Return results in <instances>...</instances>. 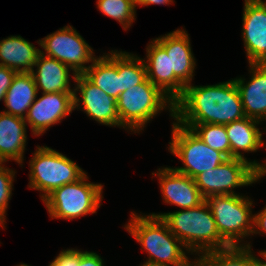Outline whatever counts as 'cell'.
<instances>
[{
	"label": "cell",
	"mask_w": 266,
	"mask_h": 266,
	"mask_svg": "<svg viewBox=\"0 0 266 266\" xmlns=\"http://www.w3.org/2000/svg\"><path fill=\"white\" fill-rule=\"evenodd\" d=\"M246 117L235 80L185 87L174 103V120L179 124H228Z\"/></svg>",
	"instance_id": "1"
},
{
	"label": "cell",
	"mask_w": 266,
	"mask_h": 266,
	"mask_svg": "<svg viewBox=\"0 0 266 266\" xmlns=\"http://www.w3.org/2000/svg\"><path fill=\"white\" fill-rule=\"evenodd\" d=\"M130 216L124 229L141 244L142 250L147 251L148 258L144 262L165 266H193V259L187 256L190 252L172 234L161 217L134 212Z\"/></svg>",
	"instance_id": "2"
},
{
	"label": "cell",
	"mask_w": 266,
	"mask_h": 266,
	"mask_svg": "<svg viewBox=\"0 0 266 266\" xmlns=\"http://www.w3.org/2000/svg\"><path fill=\"white\" fill-rule=\"evenodd\" d=\"M161 217L169 230L192 255L224 249L230 245L219 235L212 211L206 200L194 208L169 213H151Z\"/></svg>",
	"instance_id": "3"
},
{
	"label": "cell",
	"mask_w": 266,
	"mask_h": 266,
	"mask_svg": "<svg viewBox=\"0 0 266 266\" xmlns=\"http://www.w3.org/2000/svg\"><path fill=\"white\" fill-rule=\"evenodd\" d=\"M169 109L174 118V102L148 79L125 90L117 99L120 127L139 133L160 111Z\"/></svg>",
	"instance_id": "4"
},
{
	"label": "cell",
	"mask_w": 266,
	"mask_h": 266,
	"mask_svg": "<svg viewBox=\"0 0 266 266\" xmlns=\"http://www.w3.org/2000/svg\"><path fill=\"white\" fill-rule=\"evenodd\" d=\"M29 166L28 188L42 192V201L58 187L76 182L86 174L76 162L47 146L36 147Z\"/></svg>",
	"instance_id": "5"
},
{
	"label": "cell",
	"mask_w": 266,
	"mask_h": 266,
	"mask_svg": "<svg viewBox=\"0 0 266 266\" xmlns=\"http://www.w3.org/2000/svg\"><path fill=\"white\" fill-rule=\"evenodd\" d=\"M205 200L212 211L219 235L230 246H246L243 239L253 235L254 231L252 199L236 194L212 195Z\"/></svg>",
	"instance_id": "6"
},
{
	"label": "cell",
	"mask_w": 266,
	"mask_h": 266,
	"mask_svg": "<svg viewBox=\"0 0 266 266\" xmlns=\"http://www.w3.org/2000/svg\"><path fill=\"white\" fill-rule=\"evenodd\" d=\"M103 185L88 182L87 173L78 181L55 189L44 200L50 218L72 220L94 214L102 205Z\"/></svg>",
	"instance_id": "7"
},
{
	"label": "cell",
	"mask_w": 266,
	"mask_h": 266,
	"mask_svg": "<svg viewBox=\"0 0 266 266\" xmlns=\"http://www.w3.org/2000/svg\"><path fill=\"white\" fill-rule=\"evenodd\" d=\"M172 139L168 151L178 157L184 166L173 167L178 173L194 179L202 172L214 169L228 158L218 150L206 145L189 128L172 123Z\"/></svg>",
	"instance_id": "8"
},
{
	"label": "cell",
	"mask_w": 266,
	"mask_h": 266,
	"mask_svg": "<svg viewBox=\"0 0 266 266\" xmlns=\"http://www.w3.org/2000/svg\"><path fill=\"white\" fill-rule=\"evenodd\" d=\"M45 56L57 59L72 70L73 81L76 75L84 74L97 57L91 46L71 25L48 34L37 41ZM87 63V64H86Z\"/></svg>",
	"instance_id": "9"
},
{
	"label": "cell",
	"mask_w": 266,
	"mask_h": 266,
	"mask_svg": "<svg viewBox=\"0 0 266 266\" xmlns=\"http://www.w3.org/2000/svg\"><path fill=\"white\" fill-rule=\"evenodd\" d=\"M261 178L263 176L248 161L228 158L214 169L197 175L194 181L206 199L212 195H236L235 188L251 185Z\"/></svg>",
	"instance_id": "10"
},
{
	"label": "cell",
	"mask_w": 266,
	"mask_h": 266,
	"mask_svg": "<svg viewBox=\"0 0 266 266\" xmlns=\"http://www.w3.org/2000/svg\"><path fill=\"white\" fill-rule=\"evenodd\" d=\"M166 52L170 63V99L175 103L194 77L196 61L189 34L177 29L154 39Z\"/></svg>",
	"instance_id": "11"
},
{
	"label": "cell",
	"mask_w": 266,
	"mask_h": 266,
	"mask_svg": "<svg viewBox=\"0 0 266 266\" xmlns=\"http://www.w3.org/2000/svg\"><path fill=\"white\" fill-rule=\"evenodd\" d=\"M74 83V110L84 111L88 117L101 125L120 127L117 100L94 85L84 74L76 75Z\"/></svg>",
	"instance_id": "12"
},
{
	"label": "cell",
	"mask_w": 266,
	"mask_h": 266,
	"mask_svg": "<svg viewBox=\"0 0 266 266\" xmlns=\"http://www.w3.org/2000/svg\"><path fill=\"white\" fill-rule=\"evenodd\" d=\"M74 93H42L28 109L24 118L30 125L32 134L42 136L52 125L62 120L74 111Z\"/></svg>",
	"instance_id": "13"
},
{
	"label": "cell",
	"mask_w": 266,
	"mask_h": 266,
	"mask_svg": "<svg viewBox=\"0 0 266 266\" xmlns=\"http://www.w3.org/2000/svg\"><path fill=\"white\" fill-rule=\"evenodd\" d=\"M242 37L249 64L266 63V1L244 0Z\"/></svg>",
	"instance_id": "14"
},
{
	"label": "cell",
	"mask_w": 266,
	"mask_h": 266,
	"mask_svg": "<svg viewBox=\"0 0 266 266\" xmlns=\"http://www.w3.org/2000/svg\"><path fill=\"white\" fill-rule=\"evenodd\" d=\"M157 170V173L152 172V175L159 178L164 203L189 209L197 207L205 201L194 179L178 173L172 167H163Z\"/></svg>",
	"instance_id": "15"
},
{
	"label": "cell",
	"mask_w": 266,
	"mask_h": 266,
	"mask_svg": "<svg viewBox=\"0 0 266 266\" xmlns=\"http://www.w3.org/2000/svg\"><path fill=\"white\" fill-rule=\"evenodd\" d=\"M259 120L244 117L243 119L225 124L228 140L231 146V158L248 161L263 177L266 174V159L259 163L257 160L250 161L244 157L245 152H257L259 148L266 147L263 141V133L258 125ZM242 151V152H241Z\"/></svg>",
	"instance_id": "16"
},
{
	"label": "cell",
	"mask_w": 266,
	"mask_h": 266,
	"mask_svg": "<svg viewBox=\"0 0 266 266\" xmlns=\"http://www.w3.org/2000/svg\"><path fill=\"white\" fill-rule=\"evenodd\" d=\"M248 65L249 81L241 76L234 78L244 113L246 117L266 121V63Z\"/></svg>",
	"instance_id": "17"
},
{
	"label": "cell",
	"mask_w": 266,
	"mask_h": 266,
	"mask_svg": "<svg viewBox=\"0 0 266 266\" xmlns=\"http://www.w3.org/2000/svg\"><path fill=\"white\" fill-rule=\"evenodd\" d=\"M27 127L24 118L0 112V161L11 159L23 166Z\"/></svg>",
	"instance_id": "18"
},
{
	"label": "cell",
	"mask_w": 266,
	"mask_h": 266,
	"mask_svg": "<svg viewBox=\"0 0 266 266\" xmlns=\"http://www.w3.org/2000/svg\"><path fill=\"white\" fill-rule=\"evenodd\" d=\"M37 67L31 71L36 87L41 93H74L71 89V69L57 59L40 53L34 64Z\"/></svg>",
	"instance_id": "19"
},
{
	"label": "cell",
	"mask_w": 266,
	"mask_h": 266,
	"mask_svg": "<svg viewBox=\"0 0 266 266\" xmlns=\"http://www.w3.org/2000/svg\"><path fill=\"white\" fill-rule=\"evenodd\" d=\"M84 75L97 87L115 100L122 93L121 76H119V51L111 50L97 56Z\"/></svg>",
	"instance_id": "20"
},
{
	"label": "cell",
	"mask_w": 266,
	"mask_h": 266,
	"mask_svg": "<svg viewBox=\"0 0 266 266\" xmlns=\"http://www.w3.org/2000/svg\"><path fill=\"white\" fill-rule=\"evenodd\" d=\"M41 50L20 35L0 41V65L17 73L31 72Z\"/></svg>",
	"instance_id": "21"
},
{
	"label": "cell",
	"mask_w": 266,
	"mask_h": 266,
	"mask_svg": "<svg viewBox=\"0 0 266 266\" xmlns=\"http://www.w3.org/2000/svg\"><path fill=\"white\" fill-rule=\"evenodd\" d=\"M37 95L38 89L31 72L16 73L4 99L7 110L2 112L25 118Z\"/></svg>",
	"instance_id": "22"
},
{
	"label": "cell",
	"mask_w": 266,
	"mask_h": 266,
	"mask_svg": "<svg viewBox=\"0 0 266 266\" xmlns=\"http://www.w3.org/2000/svg\"><path fill=\"white\" fill-rule=\"evenodd\" d=\"M147 79L170 98V63L167 52L153 39L146 46Z\"/></svg>",
	"instance_id": "23"
},
{
	"label": "cell",
	"mask_w": 266,
	"mask_h": 266,
	"mask_svg": "<svg viewBox=\"0 0 266 266\" xmlns=\"http://www.w3.org/2000/svg\"><path fill=\"white\" fill-rule=\"evenodd\" d=\"M250 242L246 246H229L224 249L198 255L193 266H252L253 250Z\"/></svg>",
	"instance_id": "24"
},
{
	"label": "cell",
	"mask_w": 266,
	"mask_h": 266,
	"mask_svg": "<svg viewBox=\"0 0 266 266\" xmlns=\"http://www.w3.org/2000/svg\"><path fill=\"white\" fill-rule=\"evenodd\" d=\"M119 76H121L122 92L147 79L143 58L126 51H119Z\"/></svg>",
	"instance_id": "25"
},
{
	"label": "cell",
	"mask_w": 266,
	"mask_h": 266,
	"mask_svg": "<svg viewBox=\"0 0 266 266\" xmlns=\"http://www.w3.org/2000/svg\"><path fill=\"white\" fill-rule=\"evenodd\" d=\"M191 129L206 145L231 158V146L225 125L222 124H180Z\"/></svg>",
	"instance_id": "26"
},
{
	"label": "cell",
	"mask_w": 266,
	"mask_h": 266,
	"mask_svg": "<svg viewBox=\"0 0 266 266\" xmlns=\"http://www.w3.org/2000/svg\"><path fill=\"white\" fill-rule=\"evenodd\" d=\"M97 8L108 17L118 21L124 30L132 26L136 20L135 0H97Z\"/></svg>",
	"instance_id": "27"
},
{
	"label": "cell",
	"mask_w": 266,
	"mask_h": 266,
	"mask_svg": "<svg viewBox=\"0 0 266 266\" xmlns=\"http://www.w3.org/2000/svg\"><path fill=\"white\" fill-rule=\"evenodd\" d=\"M0 161V226L4 229L6 223V210L12 196L13 182L16 170L5 167Z\"/></svg>",
	"instance_id": "28"
},
{
	"label": "cell",
	"mask_w": 266,
	"mask_h": 266,
	"mask_svg": "<svg viewBox=\"0 0 266 266\" xmlns=\"http://www.w3.org/2000/svg\"><path fill=\"white\" fill-rule=\"evenodd\" d=\"M79 249H64L49 263V266H78Z\"/></svg>",
	"instance_id": "29"
},
{
	"label": "cell",
	"mask_w": 266,
	"mask_h": 266,
	"mask_svg": "<svg viewBox=\"0 0 266 266\" xmlns=\"http://www.w3.org/2000/svg\"><path fill=\"white\" fill-rule=\"evenodd\" d=\"M16 71L0 65V101L5 99L8 88L10 87Z\"/></svg>",
	"instance_id": "30"
},
{
	"label": "cell",
	"mask_w": 266,
	"mask_h": 266,
	"mask_svg": "<svg viewBox=\"0 0 266 266\" xmlns=\"http://www.w3.org/2000/svg\"><path fill=\"white\" fill-rule=\"evenodd\" d=\"M104 259L96 252L80 251L78 266H104Z\"/></svg>",
	"instance_id": "31"
},
{
	"label": "cell",
	"mask_w": 266,
	"mask_h": 266,
	"mask_svg": "<svg viewBox=\"0 0 266 266\" xmlns=\"http://www.w3.org/2000/svg\"><path fill=\"white\" fill-rule=\"evenodd\" d=\"M254 234L266 235V206L257 214H254Z\"/></svg>",
	"instance_id": "32"
},
{
	"label": "cell",
	"mask_w": 266,
	"mask_h": 266,
	"mask_svg": "<svg viewBox=\"0 0 266 266\" xmlns=\"http://www.w3.org/2000/svg\"><path fill=\"white\" fill-rule=\"evenodd\" d=\"M173 2L174 0H135L136 7L148 5H169Z\"/></svg>",
	"instance_id": "33"
},
{
	"label": "cell",
	"mask_w": 266,
	"mask_h": 266,
	"mask_svg": "<svg viewBox=\"0 0 266 266\" xmlns=\"http://www.w3.org/2000/svg\"><path fill=\"white\" fill-rule=\"evenodd\" d=\"M258 254L262 257V259L256 257V254H254L253 252V265L252 266H266V250L259 251Z\"/></svg>",
	"instance_id": "34"
},
{
	"label": "cell",
	"mask_w": 266,
	"mask_h": 266,
	"mask_svg": "<svg viewBox=\"0 0 266 266\" xmlns=\"http://www.w3.org/2000/svg\"><path fill=\"white\" fill-rule=\"evenodd\" d=\"M140 266H165V265H158V264H152V263H148V262H144L142 265Z\"/></svg>",
	"instance_id": "35"
},
{
	"label": "cell",
	"mask_w": 266,
	"mask_h": 266,
	"mask_svg": "<svg viewBox=\"0 0 266 266\" xmlns=\"http://www.w3.org/2000/svg\"><path fill=\"white\" fill-rule=\"evenodd\" d=\"M17 266H29V265L21 263L20 265H17Z\"/></svg>",
	"instance_id": "36"
}]
</instances>
